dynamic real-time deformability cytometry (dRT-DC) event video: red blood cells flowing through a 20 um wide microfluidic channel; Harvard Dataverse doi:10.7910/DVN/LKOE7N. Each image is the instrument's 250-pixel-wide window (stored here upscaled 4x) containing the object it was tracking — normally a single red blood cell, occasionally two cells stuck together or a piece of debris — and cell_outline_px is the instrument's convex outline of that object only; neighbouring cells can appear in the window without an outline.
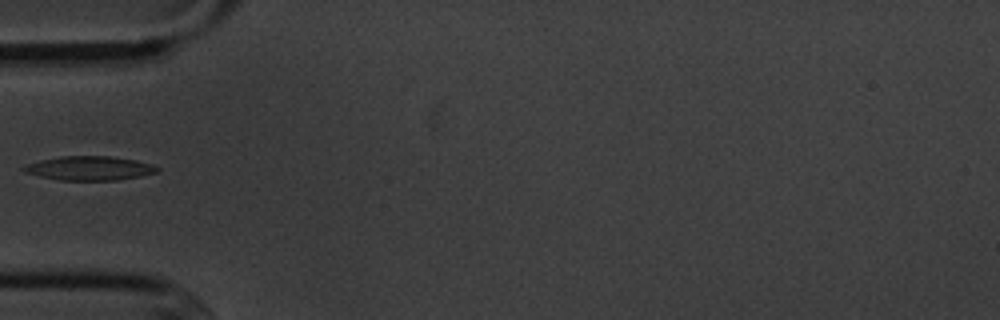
{"species": "common noctule bat (a hibernating species)", "species_latin": "Nyctalus noctula", "temperature_condition": "cold", "stored_images_in_passage": 5, "camera_frame_rate_fps": 3000, "um_per_image_px": 0.085, "animal": {"sex": "male", "body_mass_g": 20.1, "forearm_length_mm": 53.5}, "frame": {"image": 1, "passage_image": 5, "time_ms": 5.333, "image_size_px": [1000, 320], "cell_outline_px": [[160, 172], [140, 176], [116, 180], [60, 180], [40, 176], [24, 172], [20, 168], [28, 164], [40, 160], [60, 156], [108, 156], [136, 160], [152, 164], [160, 168]], "centroid_in_image_um": [7.63, 14.3], "position_along_channel_um": 77.4, "area_um2": 18.73}}